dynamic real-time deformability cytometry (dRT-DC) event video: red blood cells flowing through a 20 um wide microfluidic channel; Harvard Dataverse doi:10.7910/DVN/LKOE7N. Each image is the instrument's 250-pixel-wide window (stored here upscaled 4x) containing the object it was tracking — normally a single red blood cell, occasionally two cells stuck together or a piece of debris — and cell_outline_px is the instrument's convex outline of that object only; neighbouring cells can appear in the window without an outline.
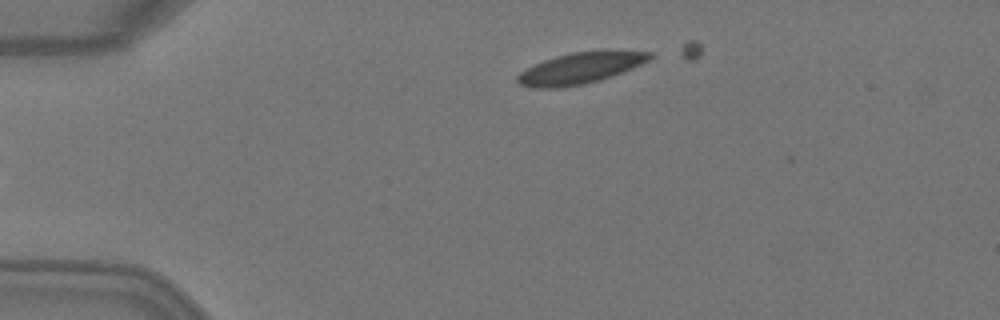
{"species": "Egyptian fruit bat (a non-hibernating species)", "species_latin": "Rousettus aegyptiacus", "temperature_condition": "warm", "stored_images_in_passage": 2, "camera_frame_rate_fps": 3000, "um_per_image_px": 0.085, "animal": {"sex": "female"}, "frame": {"image": 1, "passage_image": 2, "time_ms": 0.333, "image_size_px": [1000, 320], "cell_outline_px": [[652, 56], [648, 60], [632, 68], [600, 80], [584, 84], [560, 88], [528, 88], [516, 84], [516, 76], [520, 72], [544, 60], [556, 56], [572, 52], [652, 52]], "centroid_in_image_um": [49.2, 5.84], "position_along_channel_um": 35.8, "area_um2": 23.47}}